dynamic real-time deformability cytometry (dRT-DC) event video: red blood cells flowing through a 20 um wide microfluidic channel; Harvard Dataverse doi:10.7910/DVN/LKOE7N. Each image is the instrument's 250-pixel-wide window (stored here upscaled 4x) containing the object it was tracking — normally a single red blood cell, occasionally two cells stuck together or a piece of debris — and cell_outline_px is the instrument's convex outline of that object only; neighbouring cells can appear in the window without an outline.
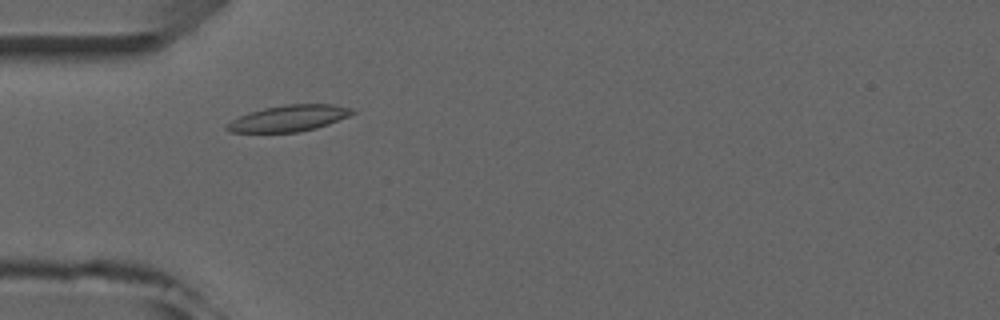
{"species": "common noctule bat (a hibernating species)", "species_latin": "Nyctalus noctula", "temperature_condition": "room temperature", "stored_images_in_passage": 9, "camera_frame_rate_fps": 3000, "um_per_image_px": 0.085, "animal": {"sex": "male", "forearm_length_mm": 52.5}, "frame": {"image": 1, "passage_image": 4, "time_ms": 3.333, "image_size_px": [1000, 320], "cell_outline_px": [[356, 112], [348, 116], [328, 124], [316, 128], [296, 132], [232, 132], [224, 128], [232, 120], [240, 116], [264, 108], [284, 104], [332, 104], [352, 108]], "centroid_in_image_um": [24.58, 10.04], "position_along_channel_um": 60.4, "area_um2": 18.9}}
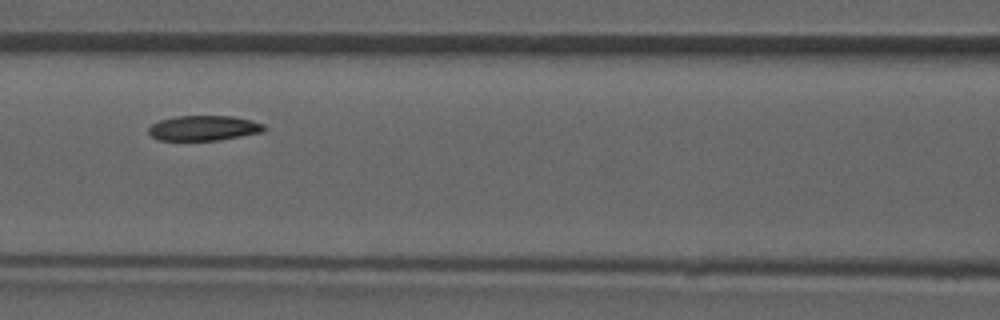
{"frame": {"image": 2, "passage_image": 6, "time_ms": 5.667, "image_size_px": [1000, 320], "cell_outline_px": [[268, 128], [264, 132], [220, 140], [160, 140], [152, 136], [148, 132], [148, 128], [152, 124], [160, 120], [176, 116], [232, 116], [252, 120], [264, 124]], "centroid_in_image_um": [17.37, 10.88], "position_along_channel_um": 149.2, "area_um2": 16.99}}